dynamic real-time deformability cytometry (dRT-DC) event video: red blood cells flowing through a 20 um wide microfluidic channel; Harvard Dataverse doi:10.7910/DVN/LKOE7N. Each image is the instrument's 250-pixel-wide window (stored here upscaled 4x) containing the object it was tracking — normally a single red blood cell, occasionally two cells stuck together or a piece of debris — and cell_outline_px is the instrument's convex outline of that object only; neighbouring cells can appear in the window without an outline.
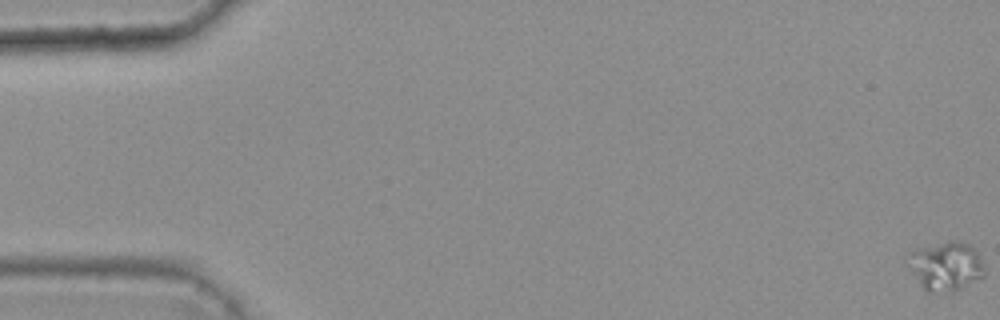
{"species": "common noctule bat (a hibernating species)", "species_latin": "Nyctalus noctula", "temperature_condition": "warm", "stored_images_in_passage": 6, "camera_frame_rate_fps": 3000, "um_per_image_px": 0.085, "animal": {"sex": "female", "body_mass_g": 25.1}, "frame": {"image": 1, "passage_image": 1, "time_ms": 0.0, "image_size_px": [1000, 320], "cell_outline_px": [[984, 276], [952, 292], [928, 292], [920, 284], [904, 264], [904, 256], [912, 248], [948, 240], [960, 240], [968, 244], [980, 256], [984, 268]], "centroid_in_image_um": [80.29, 22.58], "position_along_channel_um": 4.7, "area_um2": 22.54}}
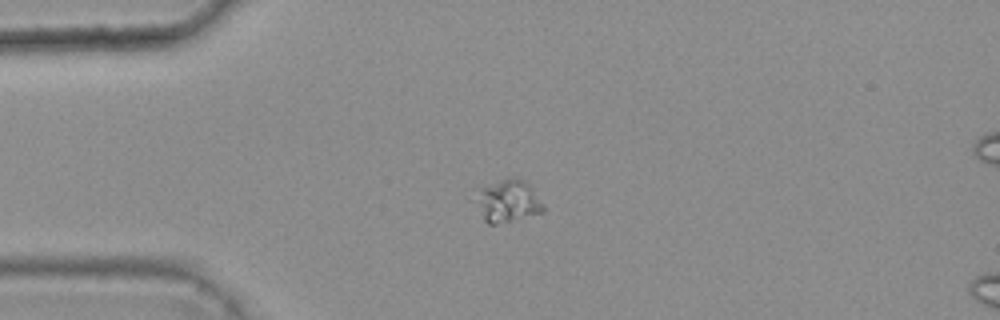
{"frame": {"image": 2, "passage_image": 5, "time_ms": 1.333, "image_size_px": [1000, 320], "cell_outline_px": [[544, 212], [496, 224], [488, 224], [484, 220], [472, 200], [476, 188], [504, 180], [520, 180], [528, 184], [544, 204]], "centroid_in_image_um": [43.08, 17.12], "position_along_channel_um": 41.9, "area_um2": 16.59}}